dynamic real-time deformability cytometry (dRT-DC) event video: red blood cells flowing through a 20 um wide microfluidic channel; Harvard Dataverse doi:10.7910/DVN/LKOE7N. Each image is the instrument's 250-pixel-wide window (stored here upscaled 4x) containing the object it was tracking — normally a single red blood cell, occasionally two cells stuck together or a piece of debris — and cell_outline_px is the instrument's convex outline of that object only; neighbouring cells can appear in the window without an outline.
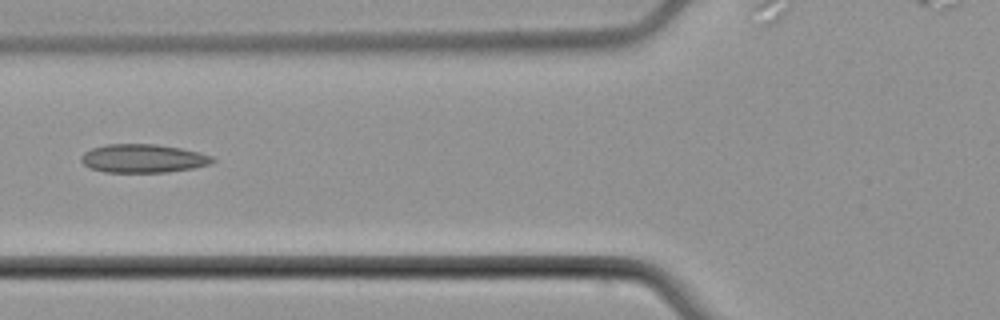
{"species": "common noctule bat (a hibernating species)", "species_latin": "Nyctalus noctula", "temperature_condition": "cold", "stored_images_in_passage": 4, "camera_frame_rate_fps": 3000, "um_per_image_px": 0.085, "animal": {"sex": "male", "body_mass_g": 21.5, "forearm_length_mm": 52.0}, "frame": {"image": 1, "passage_image": 3, "time_ms": 2.333, "image_size_px": [1000, 320], "cell_outline_px": [[216, 160], [208, 164], [192, 168], [168, 172], [104, 172], [92, 168], [84, 164], [80, 160], [80, 156], [84, 152], [92, 148], [108, 144], [156, 144], [180, 148], [200, 152], [212, 156]], "centroid_in_image_um": [12.16, 13.46], "position_along_channel_um": 113.6, "area_um2": 21.73}}